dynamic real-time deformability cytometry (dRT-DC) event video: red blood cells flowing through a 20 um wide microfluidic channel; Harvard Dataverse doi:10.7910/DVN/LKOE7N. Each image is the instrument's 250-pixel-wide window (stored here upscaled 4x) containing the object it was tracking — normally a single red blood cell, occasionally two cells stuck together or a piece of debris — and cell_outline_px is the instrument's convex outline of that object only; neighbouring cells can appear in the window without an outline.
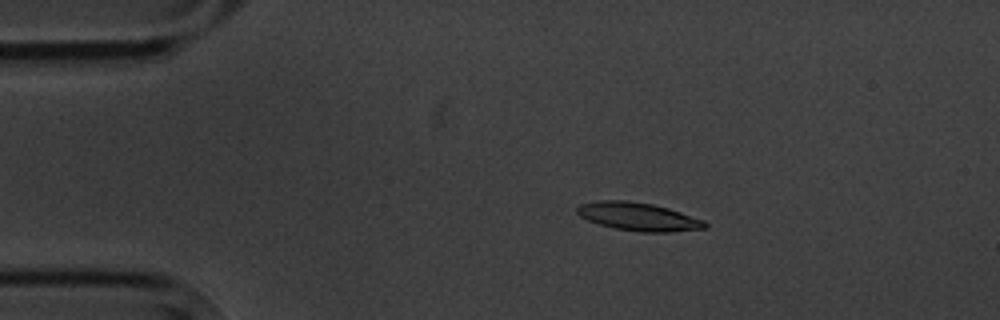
{"species": "common noctule bat (a hibernating species)", "species_latin": "Nyctalus noctula", "temperature_condition": "cold", "stored_images_in_passage": 10, "camera_frame_rate_fps": 3000, "um_per_image_px": 0.085, "animal": {"sex": "male", "body_mass_g": 20.1, "forearm_length_mm": 53.5}, "frame": {"image": 1, "passage_image": 4, "time_ms": 3.333, "image_size_px": [1000, 320], "cell_outline_px": [[708, 228], [668, 232], [640, 232], [616, 228], [600, 224], [588, 220], [580, 216], [576, 212], [576, 208], [580, 204], [596, 200], [628, 200], [652, 204], [668, 208], [704, 220], [708, 224]], "centroid_in_image_um": [54.26, 18.41], "position_along_channel_um": 30.7, "area_um2": 20.98}}
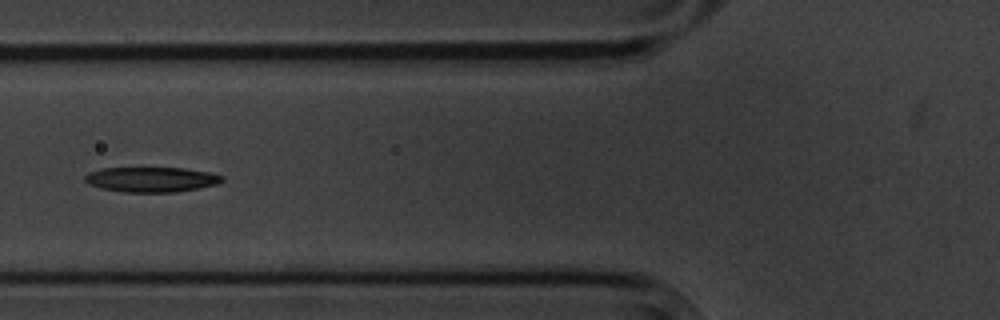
{"frame": {"image": 2, "passage_image": 7, "time_ms": 7.0, "image_size_px": [1000, 320], "cell_outline_px": [[224, 180], [216, 184], [176, 192], [124, 192], [100, 188], [88, 184], [84, 180], [84, 176], [88, 172], [100, 168], [184, 168], [208, 172], [224, 176]], "centroid_in_image_um": [12.82, 15.25], "position_along_channel_um": 113.0, "area_um2": 20.0}}
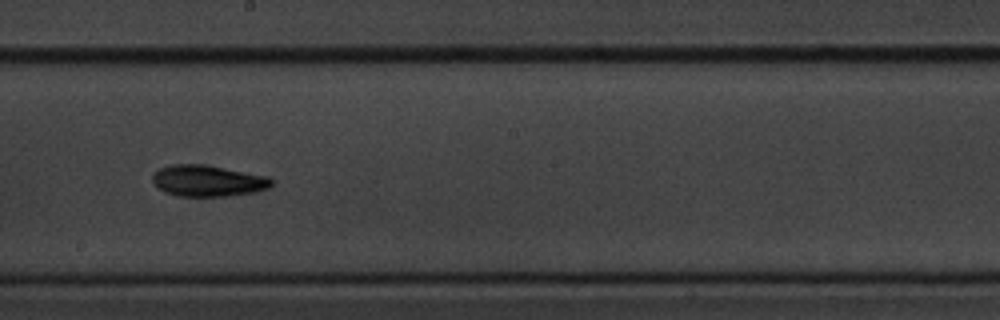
{"frame": {"image": 3, "passage_image": 10, "time_ms": 10.333, "image_size_px": [1000, 320], "cell_outline_px": [[272, 184], [268, 188], [256, 192], [228, 196], [180, 196], [164, 192], [156, 188], [152, 180], [152, 172], [168, 164], [204, 164], [268, 176], [272, 180]], "centroid_in_image_um": [17.62, 15.36], "position_along_channel_um": 230.6, "area_um2": 21.96}}